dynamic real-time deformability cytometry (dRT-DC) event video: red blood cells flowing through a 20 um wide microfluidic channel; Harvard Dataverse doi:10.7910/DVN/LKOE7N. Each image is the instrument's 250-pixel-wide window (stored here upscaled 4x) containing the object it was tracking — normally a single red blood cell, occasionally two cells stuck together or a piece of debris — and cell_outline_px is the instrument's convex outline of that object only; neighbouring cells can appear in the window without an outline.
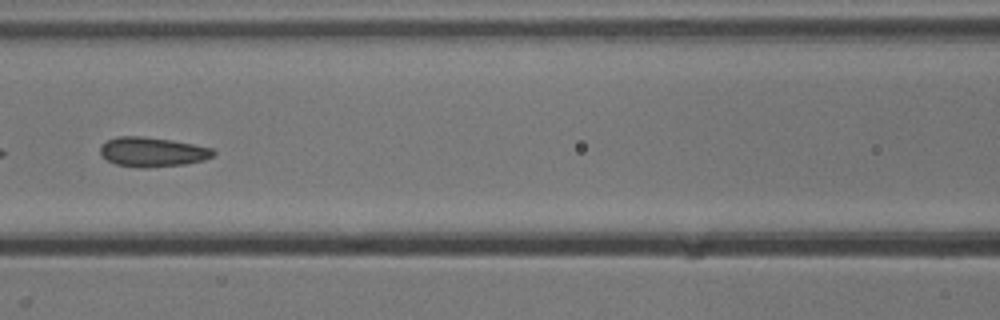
{"species": "common noctule bat (a hibernating species)", "species_latin": "Nyctalus noctula", "temperature_condition": "cold", "stored_images_in_passage": 17, "camera_frame_rate_fps": 3000, "um_per_image_px": 0.085, "animal": {"sex": "male", "body_mass_g": 13.3}, "frame": {"image": 1, "passage_image": 12, "time_ms": 3.667, "image_size_px": [1000, 320], "cell_outline_px": [[216, 152], [212, 156], [204, 160], [184, 164], [148, 168], [140, 168], [116, 164], [108, 160], [100, 152], [100, 144], [116, 136], [144, 136], [172, 140], [212, 148]], "centroid_in_image_um": [12.94, 12.91], "position_along_channel_um": 153.7, "area_um2": 19.48}}